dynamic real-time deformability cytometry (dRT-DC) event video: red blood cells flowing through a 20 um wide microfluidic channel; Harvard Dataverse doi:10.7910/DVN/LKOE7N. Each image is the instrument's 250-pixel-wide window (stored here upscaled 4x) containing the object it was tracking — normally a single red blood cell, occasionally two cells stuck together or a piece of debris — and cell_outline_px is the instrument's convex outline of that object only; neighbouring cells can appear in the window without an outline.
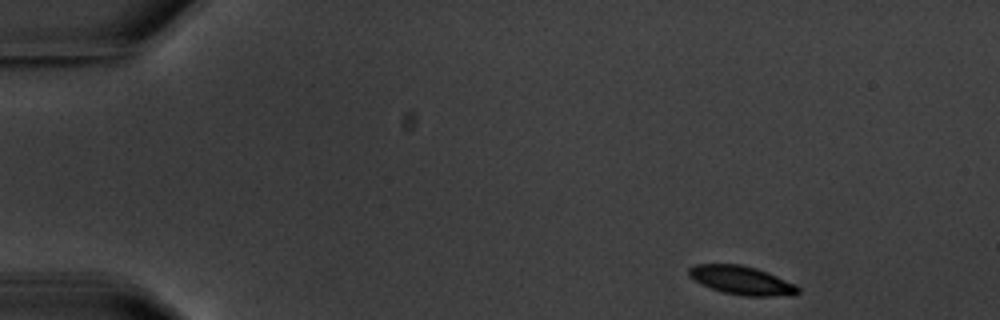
{"species": "common noctule bat (a hibernating species)", "species_latin": "Nyctalus noctula", "temperature_condition": "warm", "stored_images_in_passage": 4, "camera_frame_rate_fps": 3000, "um_per_image_px": 0.085, "animal": {"sex": "male", "body_mass_g": 20.1, "forearm_length_mm": 53.5}, "frame": {"image": 1, "passage_image": 1, "time_ms": 0.0, "image_size_px": [1000, 320], "cell_outline_px": [[800, 292], [792, 296], [744, 296], [724, 292], [700, 284], [688, 276], [688, 268], [696, 264], [740, 264], [756, 268], [768, 272], [796, 284], [800, 288]], "centroid_in_image_um": [63.07, 23.83], "position_along_channel_um": 21.9, "area_um2": 18.38}}
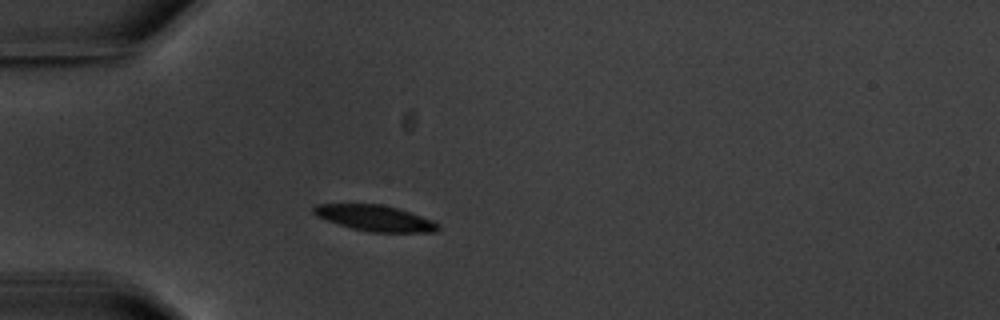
{"frame": {"image": 2, "passage_image": 4, "time_ms": 3.333, "image_size_px": [1000, 320], "cell_outline_px": [[440, 228], [436, 232], [368, 232], [352, 228], [316, 216], [312, 212], [312, 208], [316, 204], [380, 204], [396, 208], [432, 220], [440, 224]], "centroid_in_image_um": [31.87, 18.54], "position_along_channel_um": 53.1, "area_um2": 18.55}}